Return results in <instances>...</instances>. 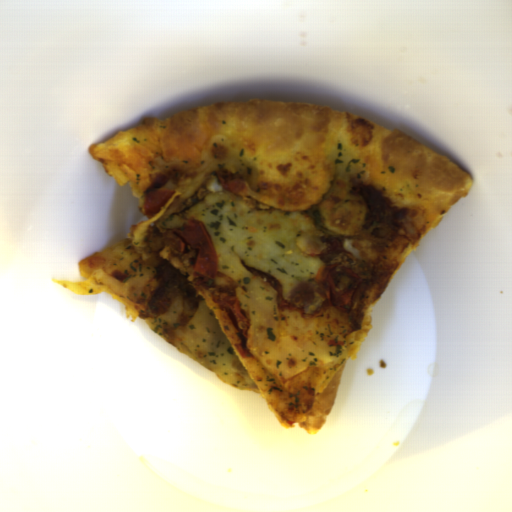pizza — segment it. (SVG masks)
<instances>
[{
	"label": "pizza",
	"instance_id": "pizza-1",
	"mask_svg": "<svg viewBox=\"0 0 512 512\" xmlns=\"http://www.w3.org/2000/svg\"><path fill=\"white\" fill-rule=\"evenodd\" d=\"M88 152L113 182L130 185L144 218L122 239L82 259V279L52 280L79 296L108 293L123 305L127 319H140L214 377L261 397L288 430L302 427L311 436L330 418L347 363L373 329L372 312L389 282L380 295L371 288L363 293L362 326L353 330L347 315L331 308L326 297L332 266L322 265L313 279L315 300L296 307L283 299V288L271 274L244 265L274 288L277 306L314 317L348 347L346 356L279 379L237 350L241 339L224 309V296L236 295L235 287L218 285L196 271L195 263L185 265L171 248L158 254L187 274L202 295L201 305L184 325H178L180 296L162 313L150 312L158 276L144 240L147 227L165 228L177 211L230 190L259 209L307 214L327 246L338 239L357 258L383 260L391 279L474 185L456 162L415 139L335 108L292 100L153 115L88 146ZM367 182L408 211L385 251L358 237L366 212L358 186ZM161 188L175 193L157 213L145 215L143 196Z\"/></svg>",
	"mask_w": 512,
	"mask_h": 512
}]
</instances>
